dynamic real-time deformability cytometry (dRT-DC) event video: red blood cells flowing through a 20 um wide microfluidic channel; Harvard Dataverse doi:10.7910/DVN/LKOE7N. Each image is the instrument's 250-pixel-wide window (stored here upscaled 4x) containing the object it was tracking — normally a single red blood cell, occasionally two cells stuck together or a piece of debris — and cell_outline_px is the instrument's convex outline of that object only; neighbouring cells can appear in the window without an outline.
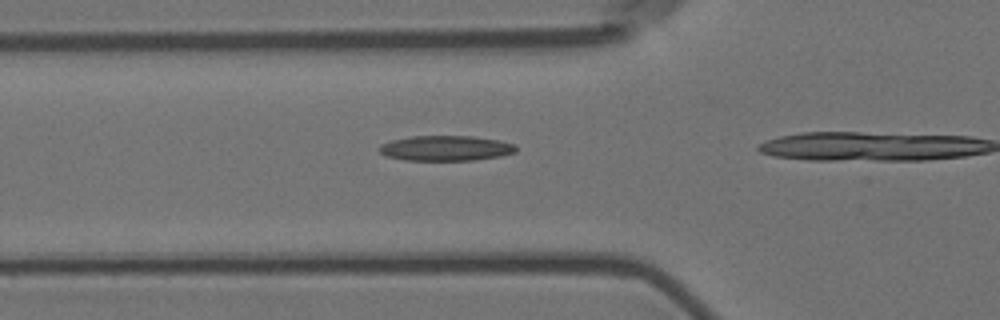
{"species": "Egyptian fruit bat (a non-hibernating species)", "species_latin": "Rousettus aegyptiacus", "temperature_condition": "room temperature", "stored_images_in_passage": 8, "camera_frame_rate_fps": 3000, "um_per_image_px": 0.085, "animal": {"sex": "female"}, "frame": {"image": 1, "passage_image": 6, "time_ms": 1.667, "image_size_px": [1000, 320], "cell_outline_px": [[516, 152], [500, 156], [476, 160], [404, 160], [388, 156], [380, 152], [380, 144], [392, 140], [412, 136], [472, 136], [500, 140], [516, 144]], "centroid_in_image_um": [37.93, 12.59], "position_along_channel_um": 87.9, "area_um2": 20.06}}